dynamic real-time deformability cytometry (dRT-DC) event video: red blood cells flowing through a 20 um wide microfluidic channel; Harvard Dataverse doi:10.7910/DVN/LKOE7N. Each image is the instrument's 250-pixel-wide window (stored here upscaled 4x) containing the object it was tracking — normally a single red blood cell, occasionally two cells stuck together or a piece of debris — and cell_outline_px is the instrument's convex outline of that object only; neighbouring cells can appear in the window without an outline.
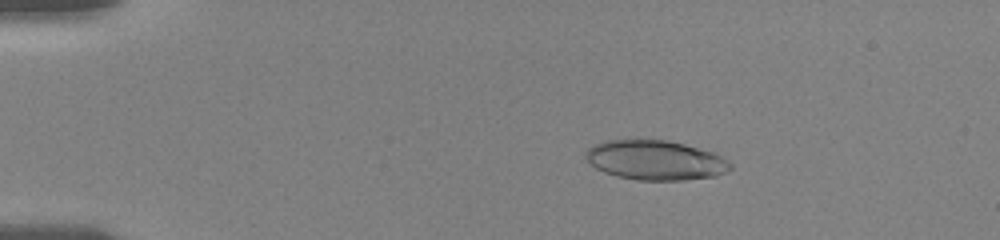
{"species": "human", "species_latin": "Homo sapiens", "temperature_condition": "room temperature", "stored_images_in_passage": 91, "camera_frame_rate_fps": 3000, "um_per_image_px": 0.085, "donor": {"sex": "female"}, "frame": {"image": 1, "passage_image": 19, "time_ms": 3.0, "image_size_px": [1000, 240], "cell_outline_px": [[732, 168], [716, 176], [684, 180], [636, 180], [616, 176], [604, 172], [596, 168], [588, 160], [588, 148], [604, 140], [668, 140], [716, 152], [728, 160], [732, 164]], "centroid_in_image_um": [55.77, 13.62], "position_along_channel_um": 29.2, "area_um2": 33.35}}
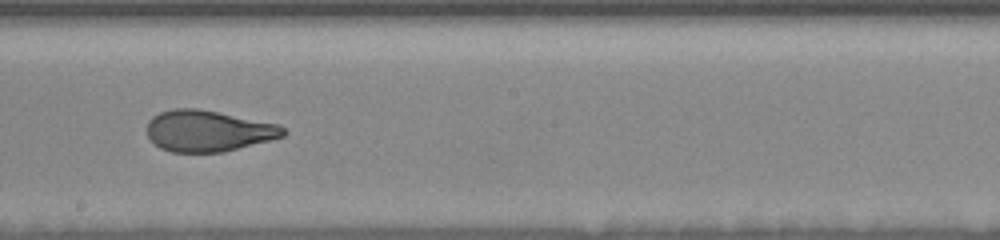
{"frame": {"image": 2, "passage_image": 48, "time_ms": 10.333, "image_size_px": [1000, 240], "cell_outline_px": [[288, 132], [284, 136], [224, 152], [172, 152], [160, 148], [148, 136], [148, 120], [152, 116], [160, 112], [172, 108], [196, 108], [280, 124]], "centroid_in_image_um": [17.7, 11.12], "position_along_channel_um": 230.5, "area_um2": 32.66}}
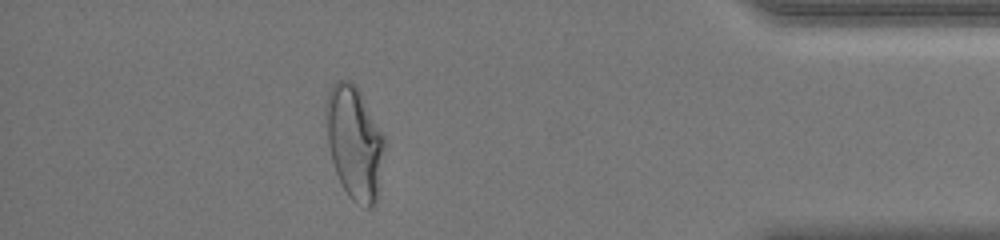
{"frame": {"image": 3, "passage_image": 82, "time_ms": 16.0, "image_size_px": [1000, 240], "cell_outline_px": [[384, 144], [376, 204], [372, 208], [368, 208], [356, 204], [348, 196], [336, 172], [332, 160], [328, 144], [324, 112], [324, 104], [328, 92], [332, 84], [336, 80], [348, 80], [356, 84], [384, 136]], "centroid_in_image_um": [30.09, 12.09], "position_along_channel_um": 405.1, "area_um2": 38.61}, "authors_computed_cell_mechanics": {"area_um2": 34.4488, "velocity_mm_per_s": 3.7092, "shape_relaxation_time_tau1_ms": 6.655, "shape_relaxation_time_tau2_ms": 1.1029, "deformation_change_tau1": 0.2213, "deformation_change_tau2": 0.0795}}